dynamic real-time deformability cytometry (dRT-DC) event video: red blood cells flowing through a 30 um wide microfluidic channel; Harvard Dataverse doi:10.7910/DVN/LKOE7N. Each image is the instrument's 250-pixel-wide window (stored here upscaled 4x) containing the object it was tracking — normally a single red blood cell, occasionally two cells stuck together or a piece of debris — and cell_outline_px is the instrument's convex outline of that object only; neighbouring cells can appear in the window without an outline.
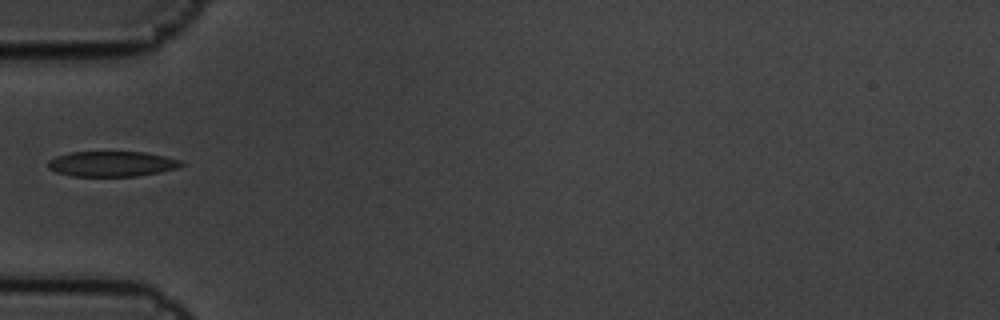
{"species": "common noctule bat (a hibernating species)", "species_latin": "Nyctalus noctula", "temperature_condition": "cold", "stored_images_in_passage": 4, "camera_frame_rate_fps": 3000, "um_per_image_px": 0.085, "animal": {"sex": "male", "body_mass_g": 19.5, "forearm_length_mm": 54.6}, "frame": {"image": 1, "passage_image": 1, "time_ms": 0.0, "image_size_px": [1000, 320], "cell_outline_px": [[184, 164], [176, 168], [136, 176], [72, 176], [56, 172], [48, 168], [48, 160], [56, 156], [68, 152], [144, 152], [164, 156], [180, 160]], "centroid_in_image_um": [9.45, 13.92], "position_along_channel_um": 75.6, "area_um2": 19.48}}
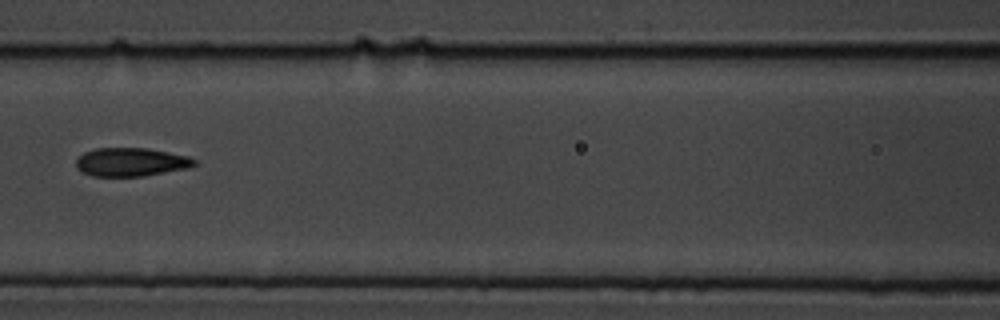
{"frame": {"image": 2, "passage_image": 3, "time_ms": 0.667, "image_size_px": [1000, 320], "cell_outline_px": [[196, 164], [188, 168], [144, 176], [92, 176], [76, 168], [76, 160], [84, 152], [96, 148], [148, 148], [188, 156], [196, 160]], "centroid_in_image_um": [11.14, 13.77], "position_along_channel_um": 155.5, "area_um2": 19.59}}
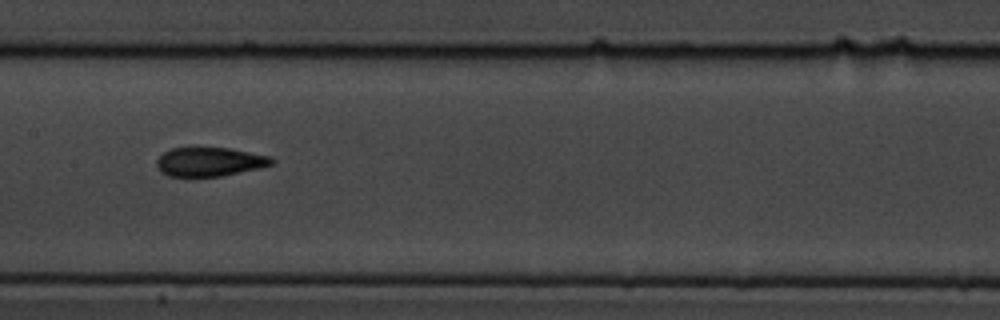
{"frame": {"image": 3, "passage_image": 4, "time_ms": 1.0, "image_size_px": [1000, 320], "cell_outline_px": [[276, 160], [272, 164], [260, 168], [220, 176], [168, 176], [160, 172], [156, 164], [156, 160], [164, 152], [172, 148], [228, 148], [272, 156]], "centroid_in_image_um": [17.83, 13.75], "position_along_channel_um": 189.6, "area_um2": 19.36}}